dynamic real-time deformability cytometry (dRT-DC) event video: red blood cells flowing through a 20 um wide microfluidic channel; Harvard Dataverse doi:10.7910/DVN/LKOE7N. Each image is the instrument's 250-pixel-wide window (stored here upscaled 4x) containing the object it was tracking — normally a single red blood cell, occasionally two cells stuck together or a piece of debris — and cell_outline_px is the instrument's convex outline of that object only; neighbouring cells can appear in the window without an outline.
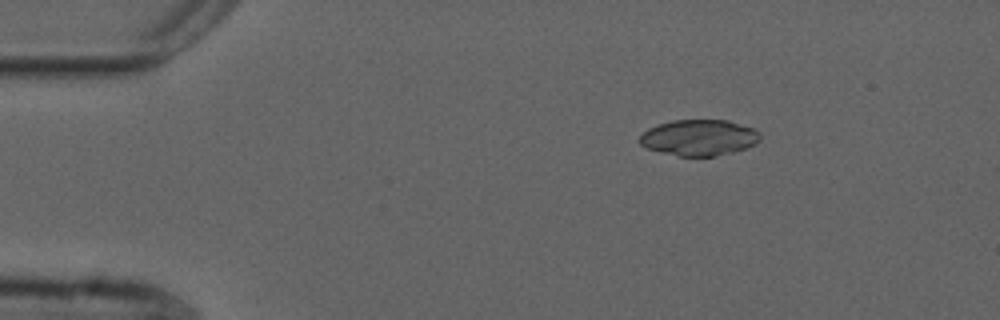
{"species": "common noctule bat (a hibernating species)", "species_latin": "Nyctalus noctula", "temperature_condition": "cold", "stored_images_in_passage": 4, "camera_frame_rate_fps": 3000, "um_per_image_px": 0.085, "animal": {"sex": "male", "forearm_length_mm": 52.5}, "frame": {"image": 1, "passage_image": 1, "time_ms": 0.0, "image_size_px": [1000, 320], "cell_outline_px": [[760, 140], [744, 148], [732, 152], [716, 156], [676, 156], [644, 148], [636, 140], [648, 128], [672, 120], [728, 120], [752, 128], [760, 132]], "centroid_in_image_um": [59.36, 11.7], "position_along_channel_um": 25.6, "area_um2": 25.32}}
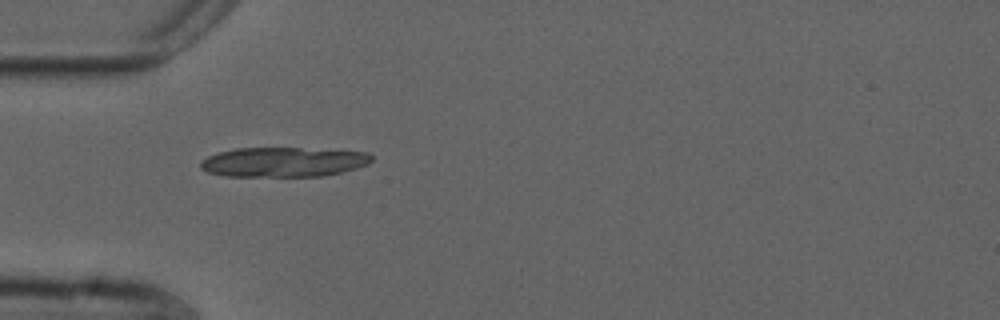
{"frame": {"image": 2, "passage_image": 3, "time_ms": 0.667, "image_size_px": [1000, 320], "cell_outline_px": [[372, 160], [368, 164], [356, 168], [324, 176], [224, 176], [208, 172], [200, 168], [200, 160], [208, 156], [220, 152], [236, 148], [300, 148], [368, 152], [372, 156]], "centroid_in_image_um": [24.07, 13.77], "position_along_channel_um": 60.9, "area_um2": 29.54}}